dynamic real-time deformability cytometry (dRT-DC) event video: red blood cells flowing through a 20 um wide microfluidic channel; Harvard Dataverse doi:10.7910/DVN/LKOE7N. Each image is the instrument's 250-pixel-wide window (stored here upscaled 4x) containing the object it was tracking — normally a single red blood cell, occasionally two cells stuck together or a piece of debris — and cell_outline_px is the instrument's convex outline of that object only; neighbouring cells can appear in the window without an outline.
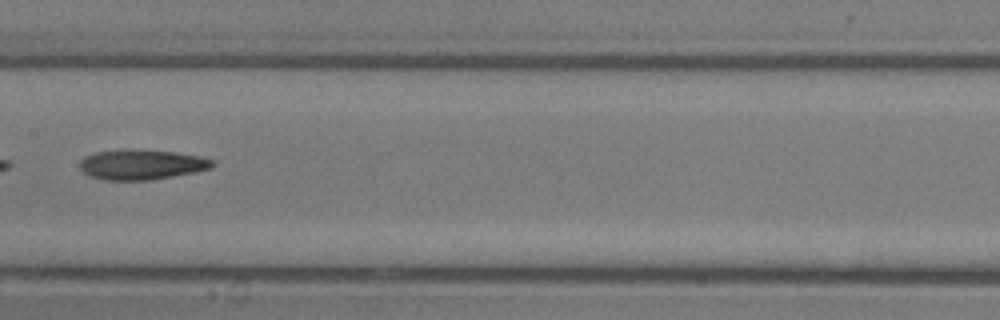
{"species": "common noctule bat (a hibernating species)", "species_latin": "Nyctalus noctula", "temperature_condition": "room temperature", "stored_images_in_passage": 27, "camera_frame_rate_fps": 3000, "um_per_image_px": 0.085, "animal": {"sex": "male", "body_mass_g": 13.3}, "frame": {"image": 1, "passage_image": 13, "time_ms": 4.0, "image_size_px": [1000, 320], "cell_outline_px": [[216, 164], [212, 168], [152, 180], [104, 180], [92, 176], [84, 172], [80, 168], [80, 160], [84, 156], [96, 152], [124, 148], [176, 152], [200, 156], [216, 160]], "centroid_in_image_um": [12.05, 13.97], "position_along_channel_um": 195.3, "area_um2": 23.47}}
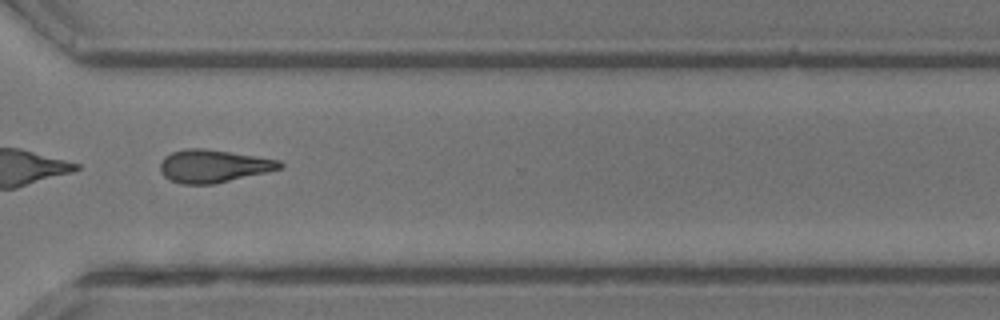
{"frame": {"image": 2, "passage_image": 19, "time_ms": 6.0, "image_size_px": [1000, 320], "cell_outline_px": [[284, 168], [268, 172], [212, 184], [180, 184], [168, 180], [160, 172], [160, 164], [164, 156], [172, 152], [184, 148], [204, 148], [256, 156], [280, 160], [284, 164]], "centroid_in_image_um": [18.13, 14.11], "position_along_channel_um": 352.5, "area_um2": 23.06}}
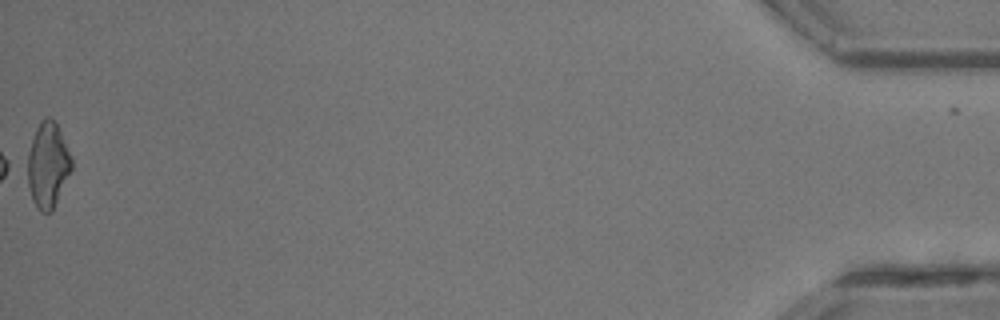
{"frame": {"image": 3, "passage_image": 26, "time_ms": 8.333, "image_size_px": [1000, 320], "cell_outline_px": [[72, 168], [52, 212], [40, 212], [32, 200], [20, 164], [20, 160], [40, 120], [44, 116], [48, 116], [56, 124], [60, 132], [72, 160]], "centroid_in_image_um": [3.92, 14.03], "position_along_channel_um": 431.3, "area_um2": 23.24}}